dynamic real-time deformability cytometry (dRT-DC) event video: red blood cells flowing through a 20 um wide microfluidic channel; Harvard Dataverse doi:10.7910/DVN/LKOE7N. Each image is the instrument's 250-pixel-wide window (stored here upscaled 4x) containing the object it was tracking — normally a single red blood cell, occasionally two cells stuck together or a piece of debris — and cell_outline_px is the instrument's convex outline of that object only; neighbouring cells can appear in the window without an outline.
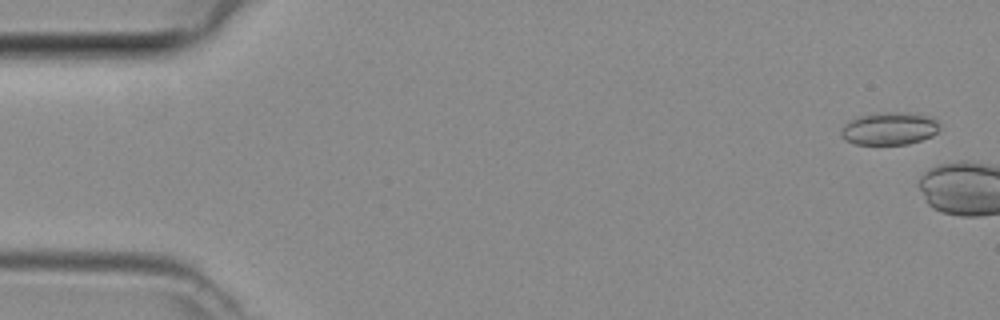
{"species": "common noctule bat (a hibernating species)", "species_latin": "Nyctalus noctula", "temperature_condition": "room temperature", "stored_images_in_passage": 4, "camera_frame_rate_fps": 3000, "um_per_image_px": 0.085, "animal": {"sex": "female", "body_mass_g": 29.2, "forearm_length_mm": 56.3}, "frame": {"image": 1, "passage_image": 2, "time_ms": 0.333, "image_size_px": [1000, 320], "cell_outline_px": [[940, 128], [932, 136], [908, 144], [856, 144], [844, 140], [840, 136], [840, 132], [844, 124], [856, 116], [876, 112], [916, 112], [928, 116], [936, 120], [940, 124]], "centroid_in_image_um": [75.58, 10.9], "position_along_channel_um": 9.4, "area_um2": 19.13}}